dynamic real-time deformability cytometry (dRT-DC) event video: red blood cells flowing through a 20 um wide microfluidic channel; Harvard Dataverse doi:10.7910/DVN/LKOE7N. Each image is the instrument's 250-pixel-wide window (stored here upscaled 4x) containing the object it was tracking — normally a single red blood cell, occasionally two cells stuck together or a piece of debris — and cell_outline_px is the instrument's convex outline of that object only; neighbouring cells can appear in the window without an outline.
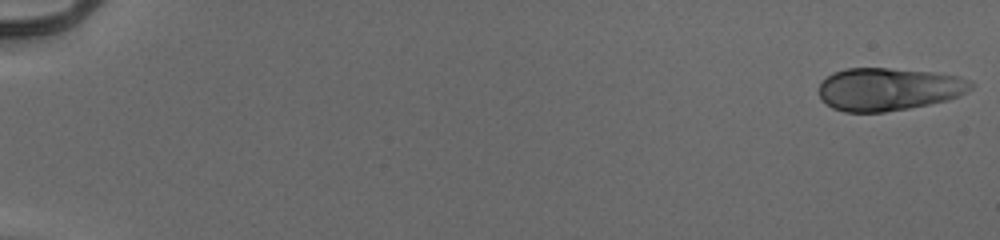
{"species": "human", "species_latin": "Homo sapiens", "temperature_condition": "cold", "stored_images_in_passage": 54, "camera_frame_rate_fps": 3000, "um_per_image_px": 0.085, "donor": {"sex": "male"}, "frame": {"image": 1, "passage_image": 1, "time_ms": 0.0, "image_size_px": [1000, 240], "cell_outline_px": [[976, 84], [972, 88], [948, 100], [908, 108], [884, 112], [844, 112], [832, 108], [820, 96], [820, 84], [832, 72], [844, 68], [888, 68], [932, 72], [956, 76], [972, 80]], "centroid_in_image_um": [75.53, 7.57], "position_along_channel_um": 9.5, "area_um2": 37.74}}
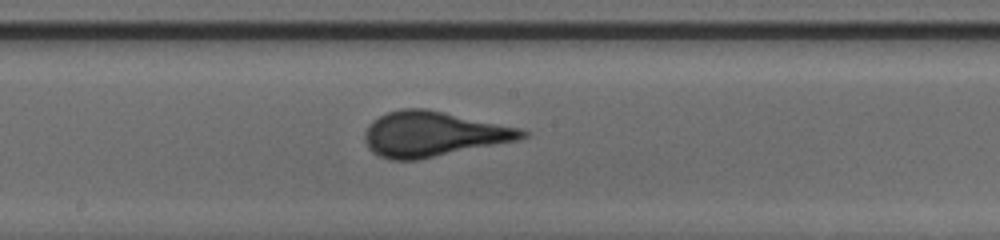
{"frame": {"image": 2, "passage_image": 31, "time_ms": 10.0, "image_size_px": [1000, 240], "cell_outline_px": [[528, 136], [520, 140], [416, 160], [392, 160], [380, 156], [372, 152], [368, 148], [364, 140], [364, 132], [368, 124], [372, 120], [388, 112], [400, 108], [428, 108], [524, 128], [528, 132]], "centroid_in_image_um": [36.85, 11.38], "position_along_channel_um": 211.3, "area_um2": 41.91}}
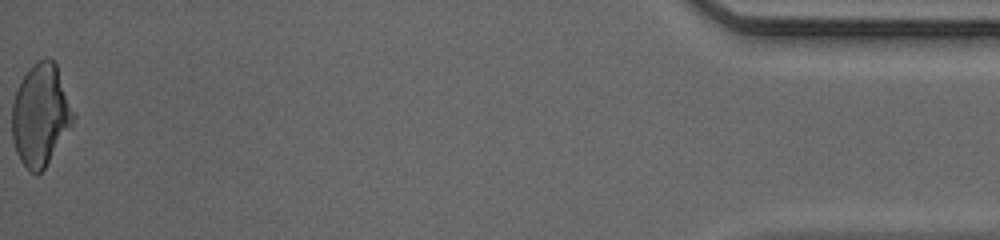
{"frame": {"image": 3, "passage_image": 54, "time_ms": 17.667, "image_size_px": [1000, 240], "cell_outline_px": [[76, 116], [72, 128], [44, 168], [36, 176], [28, 172], [20, 160], [16, 152], [12, 136], [12, 104], [16, 92], [24, 76], [32, 64], [48, 56], [56, 64]], "centroid_in_image_um": [3.47, 9.81], "position_along_channel_um": 431.7, "area_um2": 36.59}, "authors_computed_cell_mechanics": {"area_um2": 38.6393, "velocity_mm_per_s": 3.9556, "shape_relaxation_time_tau1_ms": 5.6949, "shape_relaxation_time_tau2_ms": null, "deformation_change_tau1": 0.1684, "deformation_change_tau2": null}}